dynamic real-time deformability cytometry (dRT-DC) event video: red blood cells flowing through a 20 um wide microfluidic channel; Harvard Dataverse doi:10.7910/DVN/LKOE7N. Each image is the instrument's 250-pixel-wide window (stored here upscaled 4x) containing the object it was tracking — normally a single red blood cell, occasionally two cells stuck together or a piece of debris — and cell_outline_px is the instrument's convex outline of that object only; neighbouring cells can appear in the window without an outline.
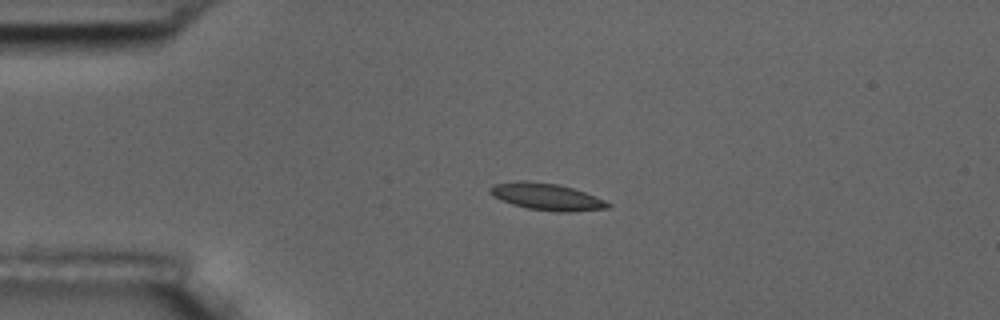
{"species": "common noctule bat (a hibernating species)", "species_latin": "Nyctalus noctula", "temperature_condition": "room temperature", "stored_images_in_passage": 4, "camera_frame_rate_fps": 3000, "um_per_image_px": 0.085, "animal": {"sex": "male", "body_mass_g": 17.5, "forearm_length_mm": 52.3}, "frame": {"image": 1, "passage_image": 3, "time_ms": 2.333, "image_size_px": [1000, 320], "cell_outline_px": [[612, 204], [608, 208], [568, 212], [556, 212], [528, 208], [512, 204], [492, 196], [488, 192], [488, 188], [492, 184], [520, 180], [524, 180], [560, 184], [584, 192], [604, 200]], "centroid_in_image_um": [46.41, 16.71], "position_along_channel_um": 38.6, "area_um2": 18.5}}